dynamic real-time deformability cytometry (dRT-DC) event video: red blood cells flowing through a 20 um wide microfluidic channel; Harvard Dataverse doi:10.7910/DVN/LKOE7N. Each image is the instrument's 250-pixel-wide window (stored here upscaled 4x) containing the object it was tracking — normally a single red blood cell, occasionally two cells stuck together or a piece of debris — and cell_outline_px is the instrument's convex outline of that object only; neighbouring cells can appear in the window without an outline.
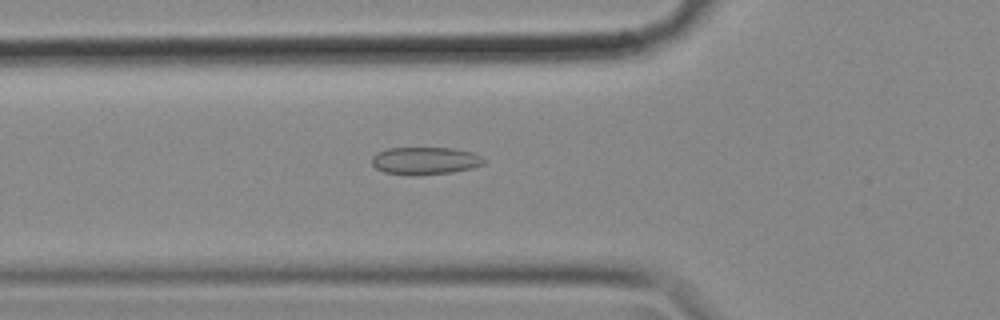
{"species": "common noctule bat (a hibernating species)", "species_latin": "Nyctalus noctula", "temperature_condition": "cold", "stored_images_in_passage": 56, "camera_frame_rate_fps": 3000, "um_per_image_px": 0.085, "animal": {"sex": "female", "body_mass_g": 18.4}, "frame": {"image": 1, "passage_image": 19, "time_ms": 6.0, "image_size_px": [1000, 320], "cell_outline_px": [[484, 164], [472, 168], [452, 172], [412, 176], [384, 172], [376, 168], [372, 164], [372, 156], [376, 152], [388, 148], [452, 148], [472, 152], [480, 156], [484, 160]], "centroid_in_image_um": [36.1, 13.67], "position_along_channel_um": 89.7, "area_um2": 18.03}}
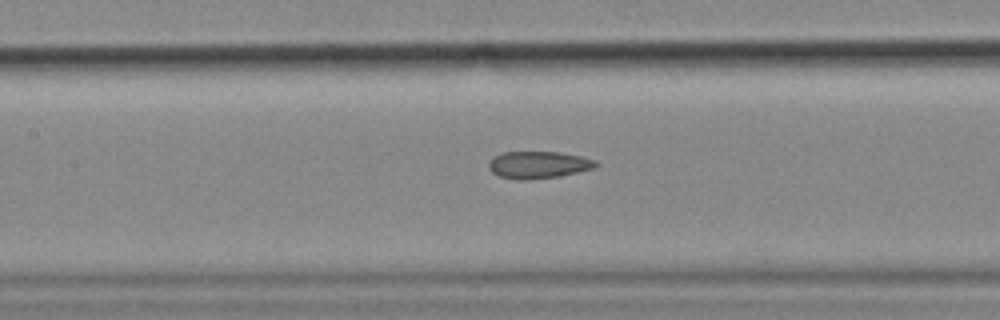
{"frame": {"image": 2, "passage_image": 25, "time_ms": 8.0, "image_size_px": [1000, 320], "cell_outline_px": [[600, 164], [596, 168], [560, 176], [528, 180], [516, 180], [500, 176], [492, 172], [488, 168], [488, 164], [496, 156], [504, 152], [560, 152], [580, 156], [596, 160]], "centroid_in_image_um": [45.81, 14.02], "position_along_channel_um": 161.6, "area_um2": 16.99}}
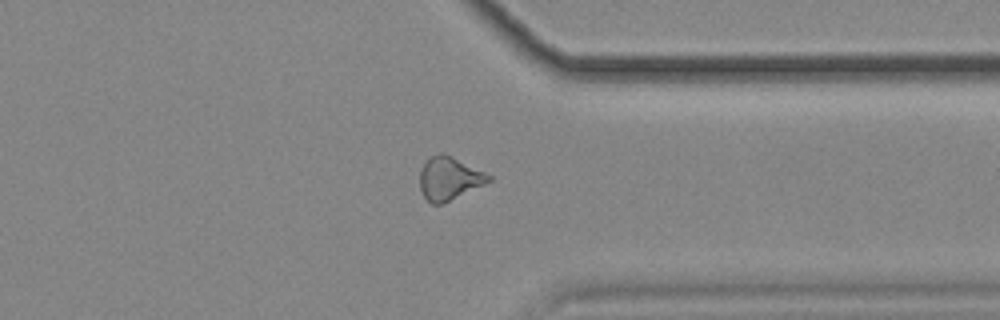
{"frame": {"image": 3, "passage_image": 43, "time_ms": 14.0, "image_size_px": [1000, 320], "cell_outline_px": [[492, 180], [444, 204], [432, 204], [424, 196], [420, 188], [420, 168], [432, 156], [440, 152], [444, 152], [492, 176]], "centroid_in_image_um": [38.17, 15.17], "position_along_channel_um": 373.2, "area_um2": 17.17}, "authors_computed_cell_mechanics": {"area_um2": 17.7735, "velocity_mm_per_s": 3.5721, "shape_relaxation_time_tau1_ms": null, "shape_relaxation_time_tau2_ms": 3.5183, "deformation_change_tau1": null, "deformation_change_tau2": 0.1036}}